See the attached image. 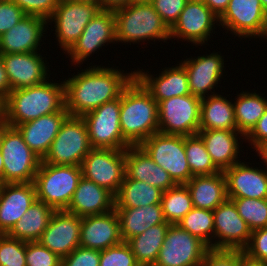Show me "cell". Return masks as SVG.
<instances>
[{
	"instance_id": "cell-1",
	"label": "cell",
	"mask_w": 267,
	"mask_h": 266,
	"mask_svg": "<svg viewBox=\"0 0 267 266\" xmlns=\"http://www.w3.org/2000/svg\"><path fill=\"white\" fill-rule=\"evenodd\" d=\"M101 65L78 70L76 75L63 79L65 107L69 116L82 117L106 102L121 96L135 78V71L127 72L118 67ZM122 70V71H121ZM125 72V73H124Z\"/></svg>"
},
{
	"instance_id": "cell-2",
	"label": "cell",
	"mask_w": 267,
	"mask_h": 266,
	"mask_svg": "<svg viewBox=\"0 0 267 266\" xmlns=\"http://www.w3.org/2000/svg\"><path fill=\"white\" fill-rule=\"evenodd\" d=\"M60 82V83H59ZM65 107L64 81L46 80L29 88L12 90L3 101V117L10 126L61 111Z\"/></svg>"
},
{
	"instance_id": "cell-3",
	"label": "cell",
	"mask_w": 267,
	"mask_h": 266,
	"mask_svg": "<svg viewBox=\"0 0 267 266\" xmlns=\"http://www.w3.org/2000/svg\"><path fill=\"white\" fill-rule=\"evenodd\" d=\"M120 127L131 146L159 132L158 103L136 78L121 94Z\"/></svg>"
},
{
	"instance_id": "cell-4",
	"label": "cell",
	"mask_w": 267,
	"mask_h": 266,
	"mask_svg": "<svg viewBox=\"0 0 267 266\" xmlns=\"http://www.w3.org/2000/svg\"><path fill=\"white\" fill-rule=\"evenodd\" d=\"M114 11L117 43L138 44L140 42L163 41L170 39V28L148 0L133 1ZM151 40V41H150Z\"/></svg>"
},
{
	"instance_id": "cell-5",
	"label": "cell",
	"mask_w": 267,
	"mask_h": 266,
	"mask_svg": "<svg viewBox=\"0 0 267 266\" xmlns=\"http://www.w3.org/2000/svg\"><path fill=\"white\" fill-rule=\"evenodd\" d=\"M81 178L80 166L51 165L41 160L34 179L37 200L55 210H65Z\"/></svg>"
},
{
	"instance_id": "cell-6",
	"label": "cell",
	"mask_w": 267,
	"mask_h": 266,
	"mask_svg": "<svg viewBox=\"0 0 267 266\" xmlns=\"http://www.w3.org/2000/svg\"><path fill=\"white\" fill-rule=\"evenodd\" d=\"M101 9L94 1L59 0L47 24H55L53 36H56L55 40L63 54L79 39L86 25Z\"/></svg>"
},
{
	"instance_id": "cell-7",
	"label": "cell",
	"mask_w": 267,
	"mask_h": 266,
	"mask_svg": "<svg viewBox=\"0 0 267 266\" xmlns=\"http://www.w3.org/2000/svg\"><path fill=\"white\" fill-rule=\"evenodd\" d=\"M91 149L83 118L68 116L42 161L51 165L80 166Z\"/></svg>"
},
{
	"instance_id": "cell-8",
	"label": "cell",
	"mask_w": 267,
	"mask_h": 266,
	"mask_svg": "<svg viewBox=\"0 0 267 266\" xmlns=\"http://www.w3.org/2000/svg\"><path fill=\"white\" fill-rule=\"evenodd\" d=\"M0 151L3 157V183L34 182L41 159L29 148L16 127L6 129Z\"/></svg>"
},
{
	"instance_id": "cell-9",
	"label": "cell",
	"mask_w": 267,
	"mask_h": 266,
	"mask_svg": "<svg viewBox=\"0 0 267 266\" xmlns=\"http://www.w3.org/2000/svg\"><path fill=\"white\" fill-rule=\"evenodd\" d=\"M140 146L176 184H186L193 175L185 153V136L155 133Z\"/></svg>"
},
{
	"instance_id": "cell-10",
	"label": "cell",
	"mask_w": 267,
	"mask_h": 266,
	"mask_svg": "<svg viewBox=\"0 0 267 266\" xmlns=\"http://www.w3.org/2000/svg\"><path fill=\"white\" fill-rule=\"evenodd\" d=\"M222 27L232 37L267 40V13L260 0H230L225 12L218 18Z\"/></svg>"
},
{
	"instance_id": "cell-11",
	"label": "cell",
	"mask_w": 267,
	"mask_h": 266,
	"mask_svg": "<svg viewBox=\"0 0 267 266\" xmlns=\"http://www.w3.org/2000/svg\"><path fill=\"white\" fill-rule=\"evenodd\" d=\"M121 96L82 116L92 148L126 150L120 127Z\"/></svg>"
},
{
	"instance_id": "cell-12",
	"label": "cell",
	"mask_w": 267,
	"mask_h": 266,
	"mask_svg": "<svg viewBox=\"0 0 267 266\" xmlns=\"http://www.w3.org/2000/svg\"><path fill=\"white\" fill-rule=\"evenodd\" d=\"M201 98L192 94L158 103L159 133L190 136L199 132Z\"/></svg>"
},
{
	"instance_id": "cell-13",
	"label": "cell",
	"mask_w": 267,
	"mask_h": 266,
	"mask_svg": "<svg viewBox=\"0 0 267 266\" xmlns=\"http://www.w3.org/2000/svg\"><path fill=\"white\" fill-rule=\"evenodd\" d=\"M215 25L219 27L218 17L202 0L186 2L178 20L170 28V39H180L196 47L209 45L207 42L216 32Z\"/></svg>"
},
{
	"instance_id": "cell-14",
	"label": "cell",
	"mask_w": 267,
	"mask_h": 266,
	"mask_svg": "<svg viewBox=\"0 0 267 266\" xmlns=\"http://www.w3.org/2000/svg\"><path fill=\"white\" fill-rule=\"evenodd\" d=\"M80 167L82 177L116 195L125 177V150L92 148Z\"/></svg>"
},
{
	"instance_id": "cell-15",
	"label": "cell",
	"mask_w": 267,
	"mask_h": 266,
	"mask_svg": "<svg viewBox=\"0 0 267 266\" xmlns=\"http://www.w3.org/2000/svg\"><path fill=\"white\" fill-rule=\"evenodd\" d=\"M116 20L113 10L101 9L89 21L79 39L65 53L69 56L72 66L80 67L84 61L90 60L96 51L108 44H116ZM79 65V66H78Z\"/></svg>"
},
{
	"instance_id": "cell-16",
	"label": "cell",
	"mask_w": 267,
	"mask_h": 266,
	"mask_svg": "<svg viewBox=\"0 0 267 266\" xmlns=\"http://www.w3.org/2000/svg\"><path fill=\"white\" fill-rule=\"evenodd\" d=\"M208 249L178 224H170L154 266H201Z\"/></svg>"
},
{
	"instance_id": "cell-17",
	"label": "cell",
	"mask_w": 267,
	"mask_h": 266,
	"mask_svg": "<svg viewBox=\"0 0 267 266\" xmlns=\"http://www.w3.org/2000/svg\"><path fill=\"white\" fill-rule=\"evenodd\" d=\"M223 57L221 52L214 50L212 53L210 52L206 55L190 56L189 58L187 57L184 60L178 61L187 71L190 94L202 99L219 93L216 92L217 87H219L218 84L222 83L220 79L225 78L223 74H225L226 68L224 65H226V61H224L225 58Z\"/></svg>"
},
{
	"instance_id": "cell-18",
	"label": "cell",
	"mask_w": 267,
	"mask_h": 266,
	"mask_svg": "<svg viewBox=\"0 0 267 266\" xmlns=\"http://www.w3.org/2000/svg\"><path fill=\"white\" fill-rule=\"evenodd\" d=\"M41 54L40 51L0 54L11 90L33 87L44 83L51 77L50 66L47 65L49 62L46 61V56L43 57L44 55Z\"/></svg>"
},
{
	"instance_id": "cell-19",
	"label": "cell",
	"mask_w": 267,
	"mask_h": 266,
	"mask_svg": "<svg viewBox=\"0 0 267 266\" xmlns=\"http://www.w3.org/2000/svg\"><path fill=\"white\" fill-rule=\"evenodd\" d=\"M213 216L214 249L243 250L248 245L252 230L230 199L220 204Z\"/></svg>"
},
{
	"instance_id": "cell-20",
	"label": "cell",
	"mask_w": 267,
	"mask_h": 266,
	"mask_svg": "<svg viewBox=\"0 0 267 266\" xmlns=\"http://www.w3.org/2000/svg\"><path fill=\"white\" fill-rule=\"evenodd\" d=\"M81 217L55 210L38 242L61 259L80 247Z\"/></svg>"
},
{
	"instance_id": "cell-21",
	"label": "cell",
	"mask_w": 267,
	"mask_h": 266,
	"mask_svg": "<svg viewBox=\"0 0 267 266\" xmlns=\"http://www.w3.org/2000/svg\"><path fill=\"white\" fill-rule=\"evenodd\" d=\"M252 163L240 161L223 171L228 198H267V170Z\"/></svg>"
},
{
	"instance_id": "cell-22",
	"label": "cell",
	"mask_w": 267,
	"mask_h": 266,
	"mask_svg": "<svg viewBox=\"0 0 267 266\" xmlns=\"http://www.w3.org/2000/svg\"><path fill=\"white\" fill-rule=\"evenodd\" d=\"M48 28L50 27L45 19L26 15L9 31L0 36V54L40 51L44 44L41 42H44L43 38L47 36L43 34L48 33Z\"/></svg>"
},
{
	"instance_id": "cell-23",
	"label": "cell",
	"mask_w": 267,
	"mask_h": 266,
	"mask_svg": "<svg viewBox=\"0 0 267 266\" xmlns=\"http://www.w3.org/2000/svg\"><path fill=\"white\" fill-rule=\"evenodd\" d=\"M162 70L158 76L157 74L149 73L148 70L145 72L143 68L134 70L135 78L157 103L172 97L190 94L187 71L181 63L165 67Z\"/></svg>"
},
{
	"instance_id": "cell-24",
	"label": "cell",
	"mask_w": 267,
	"mask_h": 266,
	"mask_svg": "<svg viewBox=\"0 0 267 266\" xmlns=\"http://www.w3.org/2000/svg\"><path fill=\"white\" fill-rule=\"evenodd\" d=\"M122 242L115 209L104 214L81 217L80 247L101 251Z\"/></svg>"
},
{
	"instance_id": "cell-25",
	"label": "cell",
	"mask_w": 267,
	"mask_h": 266,
	"mask_svg": "<svg viewBox=\"0 0 267 266\" xmlns=\"http://www.w3.org/2000/svg\"><path fill=\"white\" fill-rule=\"evenodd\" d=\"M36 199L34 182L3 183L0 191V234H7Z\"/></svg>"
},
{
	"instance_id": "cell-26",
	"label": "cell",
	"mask_w": 267,
	"mask_h": 266,
	"mask_svg": "<svg viewBox=\"0 0 267 266\" xmlns=\"http://www.w3.org/2000/svg\"><path fill=\"white\" fill-rule=\"evenodd\" d=\"M68 116L69 113L64 107L61 111L19 124L16 128L29 148L43 160Z\"/></svg>"
},
{
	"instance_id": "cell-27",
	"label": "cell",
	"mask_w": 267,
	"mask_h": 266,
	"mask_svg": "<svg viewBox=\"0 0 267 266\" xmlns=\"http://www.w3.org/2000/svg\"><path fill=\"white\" fill-rule=\"evenodd\" d=\"M113 209H115V195L82 177L65 210L79 217H85L104 214Z\"/></svg>"
},
{
	"instance_id": "cell-28",
	"label": "cell",
	"mask_w": 267,
	"mask_h": 266,
	"mask_svg": "<svg viewBox=\"0 0 267 266\" xmlns=\"http://www.w3.org/2000/svg\"><path fill=\"white\" fill-rule=\"evenodd\" d=\"M125 174L163 192L176 185L169 173L157 165L140 145L129 146L125 150Z\"/></svg>"
},
{
	"instance_id": "cell-29",
	"label": "cell",
	"mask_w": 267,
	"mask_h": 266,
	"mask_svg": "<svg viewBox=\"0 0 267 266\" xmlns=\"http://www.w3.org/2000/svg\"><path fill=\"white\" fill-rule=\"evenodd\" d=\"M197 134L202 138L213 163L220 171H224L241 161L240 151L243 152L241 148L244 146L239 144L241 142L243 144L245 137L240 132L204 130L199 131Z\"/></svg>"
},
{
	"instance_id": "cell-30",
	"label": "cell",
	"mask_w": 267,
	"mask_h": 266,
	"mask_svg": "<svg viewBox=\"0 0 267 266\" xmlns=\"http://www.w3.org/2000/svg\"><path fill=\"white\" fill-rule=\"evenodd\" d=\"M193 207L214 211L228 199L223 171L212 175L193 176L186 184Z\"/></svg>"
},
{
	"instance_id": "cell-31",
	"label": "cell",
	"mask_w": 267,
	"mask_h": 266,
	"mask_svg": "<svg viewBox=\"0 0 267 266\" xmlns=\"http://www.w3.org/2000/svg\"><path fill=\"white\" fill-rule=\"evenodd\" d=\"M221 94L217 93L201 99L199 131H237L234 100H228L226 96H223V92Z\"/></svg>"
},
{
	"instance_id": "cell-32",
	"label": "cell",
	"mask_w": 267,
	"mask_h": 266,
	"mask_svg": "<svg viewBox=\"0 0 267 266\" xmlns=\"http://www.w3.org/2000/svg\"><path fill=\"white\" fill-rule=\"evenodd\" d=\"M123 242L142 234L148 228L165 223L161 204L136 208H115Z\"/></svg>"
},
{
	"instance_id": "cell-33",
	"label": "cell",
	"mask_w": 267,
	"mask_h": 266,
	"mask_svg": "<svg viewBox=\"0 0 267 266\" xmlns=\"http://www.w3.org/2000/svg\"><path fill=\"white\" fill-rule=\"evenodd\" d=\"M54 212L50 205L36 199L7 234L25 242L38 241Z\"/></svg>"
},
{
	"instance_id": "cell-34",
	"label": "cell",
	"mask_w": 267,
	"mask_h": 266,
	"mask_svg": "<svg viewBox=\"0 0 267 266\" xmlns=\"http://www.w3.org/2000/svg\"><path fill=\"white\" fill-rule=\"evenodd\" d=\"M252 91H241L233 102L237 131L244 137L254 128L267 110V99L264 94ZM262 95V96H261Z\"/></svg>"
},
{
	"instance_id": "cell-35",
	"label": "cell",
	"mask_w": 267,
	"mask_h": 266,
	"mask_svg": "<svg viewBox=\"0 0 267 266\" xmlns=\"http://www.w3.org/2000/svg\"><path fill=\"white\" fill-rule=\"evenodd\" d=\"M163 191L146 182L130 179L126 174L115 195V208H136L161 204Z\"/></svg>"
},
{
	"instance_id": "cell-36",
	"label": "cell",
	"mask_w": 267,
	"mask_h": 266,
	"mask_svg": "<svg viewBox=\"0 0 267 266\" xmlns=\"http://www.w3.org/2000/svg\"><path fill=\"white\" fill-rule=\"evenodd\" d=\"M169 225L170 223L165 222L152 226L126 241L140 266H154Z\"/></svg>"
},
{
	"instance_id": "cell-37",
	"label": "cell",
	"mask_w": 267,
	"mask_h": 266,
	"mask_svg": "<svg viewBox=\"0 0 267 266\" xmlns=\"http://www.w3.org/2000/svg\"><path fill=\"white\" fill-rule=\"evenodd\" d=\"M182 229L214 249V216L212 210L193 207L178 223Z\"/></svg>"
},
{
	"instance_id": "cell-38",
	"label": "cell",
	"mask_w": 267,
	"mask_h": 266,
	"mask_svg": "<svg viewBox=\"0 0 267 266\" xmlns=\"http://www.w3.org/2000/svg\"><path fill=\"white\" fill-rule=\"evenodd\" d=\"M161 206L166 222L177 224L193 208L187 186L176 184L164 191L161 197Z\"/></svg>"
},
{
	"instance_id": "cell-39",
	"label": "cell",
	"mask_w": 267,
	"mask_h": 266,
	"mask_svg": "<svg viewBox=\"0 0 267 266\" xmlns=\"http://www.w3.org/2000/svg\"><path fill=\"white\" fill-rule=\"evenodd\" d=\"M185 153L193 176L212 175L221 172L213 163L202 138L198 134L185 136Z\"/></svg>"
},
{
	"instance_id": "cell-40",
	"label": "cell",
	"mask_w": 267,
	"mask_h": 266,
	"mask_svg": "<svg viewBox=\"0 0 267 266\" xmlns=\"http://www.w3.org/2000/svg\"><path fill=\"white\" fill-rule=\"evenodd\" d=\"M239 213L240 217L248 224L253 231L267 227V198H228Z\"/></svg>"
},
{
	"instance_id": "cell-41",
	"label": "cell",
	"mask_w": 267,
	"mask_h": 266,
	"mask_svg": "<svg viewBox=\"0 0 267 266\" xmlns=\"http://www.w3.org/2000/svg\"><path fill=\"white\" fill-rule=\"evenodd\" d=\"M26 242L0 234V266H26Z\"/></svg>"
},
{
	"instance_id": "cell-42",
	"label": "cell",
	"mask_w": 267,
	"mask_h": 266,
	"mask_svg": "<svg viewBox=\"0 0 267 266\" xmlns=\"http://www.w3.org/2000/svg\"><path fill=\"white\" fill-rule=\"evenodd\" d=\"M99 266H140L126 242L100 251Z\"/></svg>"
},
{
	"instance_id": "cell-43",
	"label": "cell",
	"mask_w": 267,
	"mask_h": 266,
	"mask_svg": "<svg viewBox=\"0 0 267 266\" xmlns=\"http://www.w3.org/2000/svg\"><path fill=\"white\" fill-rule=\"evenodd\" d=\"M26 266H61L62 259L38 241L26 242Z\"/></svg>"
},
{
	"instance_id": "cell-44",
	"label": "cell",
	"mask_w": 267,
	"mask_h": 266,
	"mask_svg": "<svg viewBox=\"0 0 267 266\" xmlns=\"http://www.w3.org/2000/svg\"><path fill=\"white\" fill-rule=\"evenodd\" d=\"M17 4L26 15L38 16L48 21L59 0H11Z\"/></svg>"
},
{
	"instance_id": "cell-45",
	"label": "cell",
	"mask_w": 267,
	"mask_h": 266,
	"mask_svg": "<svg viewBox=\"0 0 267 266\" xmlns=\"http://www.w3.org/2000/svg\"><path fill=\"white\" fill-rule=\"evenodd\" d=\"M242 251L250 259L267 262V227L253 230L248 245Z\"/></svg>"
},
{
	"instance_id": "cell-46",
	"label": "cell",
	"mask_w": 267,
	"mask_h": 266,
	"mask_svg": "<svg viewBox=\"0 0 267 266\" xmlns=\"http://www.w3.org/2000/svg\"><path fill=\"white\" fill-rule=\"evenodd\" d=\"M201 266H240V250L208 249Z\"/></svg>"
},
{
	"instance_id": "cell-47",
	"label": "cell",
	"mask_w": 267,
	"mask_h": 266,
	"mask_svg": "<svg viewBox=\"0 0 267 266\" xmlns=\"http://www.w3.org/2000/svg\"><path fill=\"white\" fill-rule=\"evenodd\" d=\"M159 13L162 20L171 28L178 20L187 1L185 0H148Z\"/></svg>"
},
{
	"instance_id": "cell-48",
	"label": "cell",
	"mask_w": 267,
	"mask_h": 266,
	"mask_svg": "<svg viewBox=\"0 0 267 266\" xmlns=\"http://www.w3.org/2000/svg\"><path fill=\"white\" fill-rule=\"evenodd\" d=\"M100 250L77 247L62 258L61 266H99Z\"/></svg>"
},
{
	"instance_id": "cell-49",
	"label": "cell",
	"mask_w": 267,
	"mask_h": 266,
	"mask_svg": "<svg viewBox=\"0 0 267 266\" xmlns=\"http://www.w3.org/2000/svg\"><path fill=\"white\" fill-rule=\"evenodd\" d=\"M25 16L23 10L11 0H0V36Z\"/></svg>"
},
{
	"instance_id": "cell-50",
	"label": "cell",
	"mask_w": 267,
	"mask_h": 266,
	"mask_svg": "<svg viewBox=\"0 0 267 266\" xmlns=\"http://www.w3.org/2000/svg\"><path fill=\"white\" fill-rule=\"evenodd\" d=\"M245 143L256 151L263 144L267 143V110L258 120L254 128L245 136Z\"/></svg>"
},
{
	"instance_id": "cell-51",
	"label": "cell",
	"mask_w": 267,
	"mask_h": 266,
	"mask_svg": "<svg viewBox=\"0 0 267 266\" xmlns=\"http://www.w3.org/2000/svg\"><path fill=\"white\" fill-rule=\"evenodd\" d=\"M11 91V85L7 77L5 65L0 55V100L3 102Z\"/></svg>"
},
{
	"instance_id": "cell-52",
	"label": "cell",
	"mask_w": 267,
	"mask_h": 266,
	"mask_svg": "<svg viewBox=\"0 0 267 266\" xmlns=\"http://www.w3.org/2000/svg\"><path fill=\"white\" fill-rule=\"evenodd\" d=\"M219 18L226 10L230 0H202Z\"/></svg>"
},
{
	"instance_id": "cell-53",
	"label": "cell",
	"mask_w": 267,
	"mask_h": 266,
	"mask_svg": "<svg viewBox=\"0 0 267 266\" xmlns=\"http://www.w3.org/2000/svg\"><path fill=\"white\" fill-rule=\"evenodd\" d=\"M136 0H99V6L102 9L115 10L117 8L127 6Z\"/></svg>"
},
{
	"instance_id": "cell-54",
	"label": "cell",
	"mask_w": 267,
	"mask_h": 266,
	"mask_svg": "<svg viewBox=\"0 0 267 266\" xmlns=\"http://www.w3.org/2000/svg\"><path fill=\"white\" fill-rule=\"evenodd\" d=\"M240 266H267V262L250 259L240 250Z\"/></svg>"
},
{
	"instance_id": "cell-55",
	"label": "cell",
	"mask_w": 267,
	"mask_h": 266,
	"mask_svg": "<svg viewBox=\"0 0 267 266\" xmlns=\"http://www.w3.org/2000/svg\"><path fill=\"white\" fill-rule=\"evenodd\" d=\"M255 153H257L259 160L261 159L260 163L262 162L264 168L267 170V143L263 144L260 148H258Z\"/></svg>"
},
{
	"instance_id": "cell-56",
	"label": "cell",
	"mask_w": 267,
	"mask_h": 266,
	"mask_svg": "<svg viewBox=\"0 0 267 266\" xmlns=\"http://www.w3.org/2000/svg\"><path fill=\"white\" fill-rule=\"evenodd\" d=\"M10 125L7 123L6 119L4 117H2L0 119V147L2 146V141L6 132V129L9 127Z\"/></svg>"
},
{
	"instance_id": "cell-57",
	"label": "cell",
	"mask_w": 267,
	"mask_h": 266,
	"mask_svg": "<svg viewBox=\"0 0 267 266\" xmlns=\"http://www.w3.org/2000/svg\"><path fill=\"white\" fill-rule=\"evenodd\" d=\"M3 172H4V163H3V157L0 151V182L3 183Z\"/></svg>"
},
{
	"instance_id": "cell-58",
	"label": "cell",
	"mask_w": 267,
	"mask_h": 266,
	"mask_svg": "<svg viewBox=\"0 0 267 266\" xmlns=\"http://www.w3.org/2000/svg\"><path fill=\"white\" fill-rule=\"evenodd\" d=\"M260 3L264 11L267 13V0H260Z\"/></svg>"
},
{
	"instance_id": "cell-59",
	"label": "cell",
	"mask_w": 267,
	"mask_h": 266,
	"mask_svg": "<svg viewBox=\"0 0 267 266\" xmlns=\"http://www.w3.org/2000/svg\"><path fill=\"white\" fill-rule=\"evenodd\" d=\"M3 117V102L0 100V119Z\"/></svg>"
},
{
	"instance_id": "cell-60",
	"label": "cell",
	"mask_w": 267,
	"mask_h": 266,
	"mask_svg": "<svg viewBox=\"0 0 267 266\" xmlns=\"http://www.w3.org/2000/svg\"><path fill=\"white\" fill-rule=\"evenodd\" d=\"M84 1H94L99 4V0H84Z\"/></svg>"
},
{
	"instance_id": "cell-61",
	"label": "cell",
	"mask_w": 267,
	"mask_h": 266,
	"mask_svg": "<svg viewBox=\"0 0 267 266\" xmlns=\"http://www.w3.org/2000/svg\"><path fill=\"white\" fill-rule=\"evenodd\" d=\"M185 1L190 2V1H198V0H185Z\"/></svg>"
},
{
	"instance_id": "cell-62",
	"label": "cell",
	"mask_w": 267,
	"mask_h": 266,
	"mask_svg": "<svg viewBox=\"0 0 267 266\" xmlns=\"http://www.w3.org/2000/svg\"><path fill=\"white\" fill-rule=\"evenodd\" d=\"M2 185H3V183H2V182H0V191H1V187H2Z\"/></svg>"
}]
</instances>
